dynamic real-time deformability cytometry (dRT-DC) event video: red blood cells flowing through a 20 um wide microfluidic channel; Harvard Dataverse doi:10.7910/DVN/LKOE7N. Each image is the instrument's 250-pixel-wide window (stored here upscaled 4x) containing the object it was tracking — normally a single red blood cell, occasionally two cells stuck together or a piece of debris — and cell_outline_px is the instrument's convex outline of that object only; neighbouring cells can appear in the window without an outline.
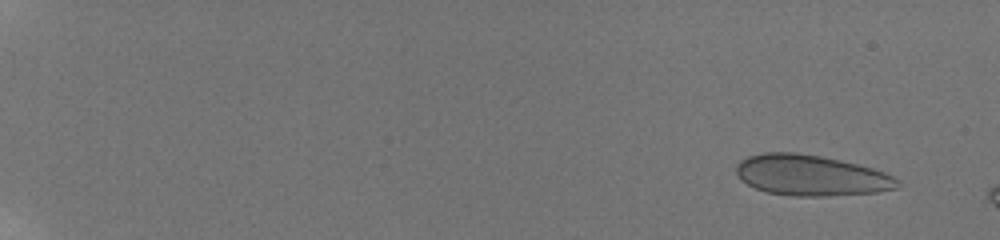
{"species": "human", "species_latin": "Homo sapiens", "temperature_condition": "room temperature", "stored_images_in_passage": 11, "camera_frame_rate_fps": 3000, "um_per_image_px": 0.085, "donor": {"sex": "male"}, "frame": {"image": 1, "passage_image": 1, "time_ms": 0.0, "image_size_px": [1000, 240], "cell_outline_px": [[900, 184], [896, 188], [876, 192], [824, 196], [792, 196], [768, 192], [756, 188], [748, 184], [736, 172], [736, 164], [740, 160], [748, 156], [764, 152], [796, 152], [820, 156], [840, 160], [872, 168], [884, 172], [892, 176]], "centroid_in_image_um": [68.91, 14.9], "position_along_channel_um": 16.1, "area_um2": 37.92}}